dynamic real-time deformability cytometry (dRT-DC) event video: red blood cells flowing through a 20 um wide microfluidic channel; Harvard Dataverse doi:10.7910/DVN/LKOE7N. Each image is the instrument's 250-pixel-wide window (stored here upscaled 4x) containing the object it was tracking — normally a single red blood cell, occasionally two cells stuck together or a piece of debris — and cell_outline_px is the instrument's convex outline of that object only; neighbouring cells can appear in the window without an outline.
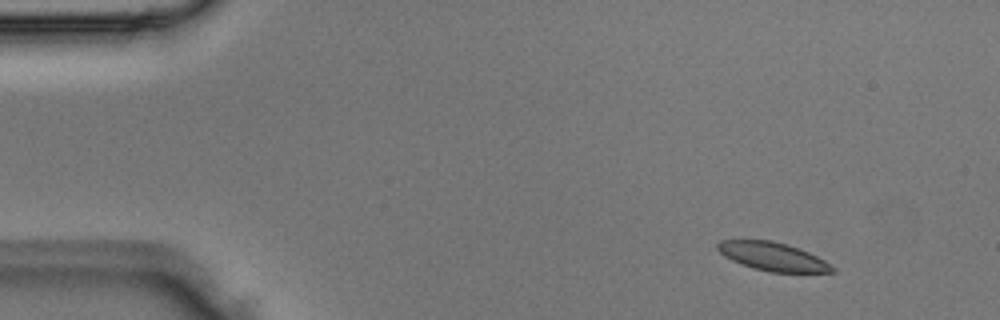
{"species": "Egyptian fruit bat (a non-hibernating species)", "species_latin": "Rousettus aegyptiacus", "temperature_condition": "room temperature", "stored_images_in_passage": 3, "camera_frame_rate_fps": 3000, "um_per_image_px": 0.085, "animal": {"sex": "male"}, "frame": {"image": 1, "passage_image": 2, "time_ms": 0.333, "image_size_px": [1000, 320], "cell_outline_px": [[836, 272], [768, 272], [752, 268], [732, 260], [724, 256], [716, 248], [716, 244], [720, 240], [772, 240], [808, 252], [824, 260], [836, 268]], "centroid_in_image_um": [65.66, 21.81], "position_along_channel_um": 19.3, "area_um2": 18.84}}